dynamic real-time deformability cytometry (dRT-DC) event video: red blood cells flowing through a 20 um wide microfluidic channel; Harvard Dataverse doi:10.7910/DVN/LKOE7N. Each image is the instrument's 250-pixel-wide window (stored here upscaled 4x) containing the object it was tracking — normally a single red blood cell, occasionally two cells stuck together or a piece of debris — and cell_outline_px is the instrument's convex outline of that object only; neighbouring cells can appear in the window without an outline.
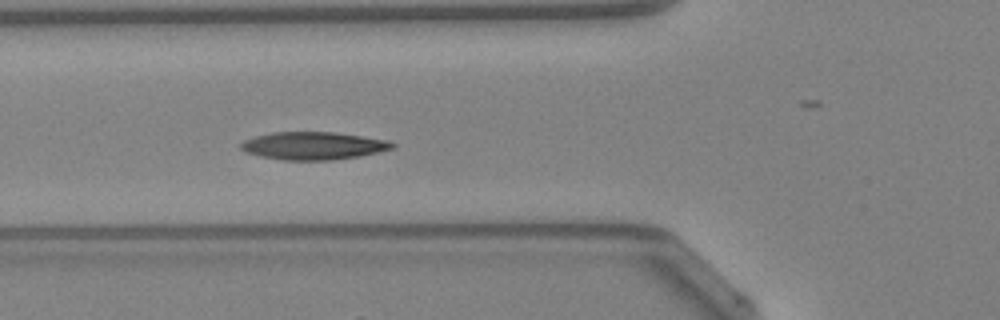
{"species": "Egyptian fruit bat (a non-hibernating species)", "species_latin": "Rousettus aegyptiacus", "temperature_condition": "warm", "stored_images_in_passage": 23, "camera_frame_rate_fps": 3000, "um_per_image_px": 0.085, "animal": {"sex": "female"}, "frame": {"image": 1, "passage_image": 17, "time_ms": 5.333, "image_size_px": [1000, 320], "cell_outline_px": [[396, 148], [360, 156], [332, 160], [284, 160], [260, 156], [244, 152], [240, 148], [240, 144], [244, 140], [256, 136], [272, 132], [336, 132], [392, 140], [396, 144]], "centroid_in_image_um": [26.69, 12.38], "position_along_channel_um": 99.1, "area_um2": 24.8}}